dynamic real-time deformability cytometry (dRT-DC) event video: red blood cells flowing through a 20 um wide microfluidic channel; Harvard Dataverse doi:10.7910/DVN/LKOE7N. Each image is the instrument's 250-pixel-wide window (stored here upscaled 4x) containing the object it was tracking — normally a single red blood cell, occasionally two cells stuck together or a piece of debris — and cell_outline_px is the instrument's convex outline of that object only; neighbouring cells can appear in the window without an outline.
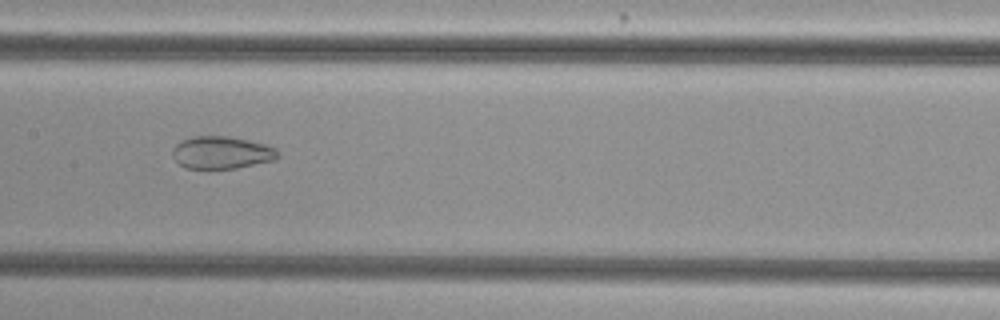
{"species": "common noctule bat (a hibernating species)", "species_latin": "Nyctalus noctula", "temperature_condition": "cold", "stored_images_in_passage": 37, "camera_frame_rate_fps": 3000, "um_per_image_px": 0.085, "animal": {"sex": "female", "body_mass_g": 29.2, "forearm_length_mm": 56.3}, "frame": {"image": 1, "passage_image": 11, "time_ms": 3.333, "image_size_px": [1000, 320], "cell_outline_px": [[280, 156], [276, 160], [236, 168], [184, 168], [172, 156], [172, 148], [176, 144], [192, 136], [228, 136], [248, 140], [264, 144], [276, 148]], "centroid_in_image_um": [18.85, 12.97], "position_along_channel_um": 188.5, "area_um2": 19.94}, "authors_computed_cell_mechanics": {"area_um2": 23.5246, "velocity_mm_per_s": 3.826, "shape_relaxation_time_tau1_ms": null, "shape_relaxation_time_tau2_ms": 1.7217, "deformation_change_tau1": null, "deformation_change_tau2": 0.0713}}